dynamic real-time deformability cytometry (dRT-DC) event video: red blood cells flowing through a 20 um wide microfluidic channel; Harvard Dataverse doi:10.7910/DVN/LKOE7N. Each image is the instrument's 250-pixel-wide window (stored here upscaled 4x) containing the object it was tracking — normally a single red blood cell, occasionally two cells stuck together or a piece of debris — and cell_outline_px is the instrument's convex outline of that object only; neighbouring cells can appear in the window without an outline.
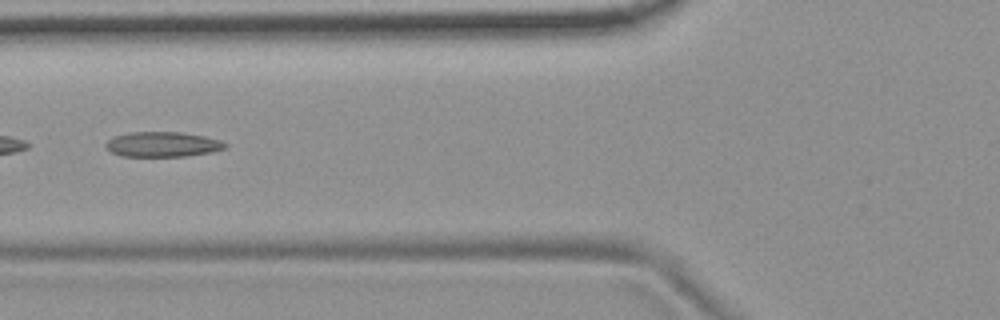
{"species": "common noctule bat (a hibernating species)", "species_latin": "Nyctalus noctula", "temperature_condition": "room temperature", "stored_images_in_passage": 6, "camera_frame_rate_fps": 3000, "um_per_image_px": 0.085, "animal": {"sex": "female", "body_mass_g": 19.9}, "frame": {"image": 1, "passage_image": 6, "time_ms": 6.667, "image_size_px": [1000, 320], "cell_outline_px": [[228, 144], [224, 148], [212, 152], [184, 156], [120, 156], [104, 148], [104, 144], [112, 136], [128, 132], [180, 132], [204, 136], [220, 140]], "centroid_in_image_um": [13.76, 12.26], "position_along_channel_um": 112.0, "area_um2": 17.51}}